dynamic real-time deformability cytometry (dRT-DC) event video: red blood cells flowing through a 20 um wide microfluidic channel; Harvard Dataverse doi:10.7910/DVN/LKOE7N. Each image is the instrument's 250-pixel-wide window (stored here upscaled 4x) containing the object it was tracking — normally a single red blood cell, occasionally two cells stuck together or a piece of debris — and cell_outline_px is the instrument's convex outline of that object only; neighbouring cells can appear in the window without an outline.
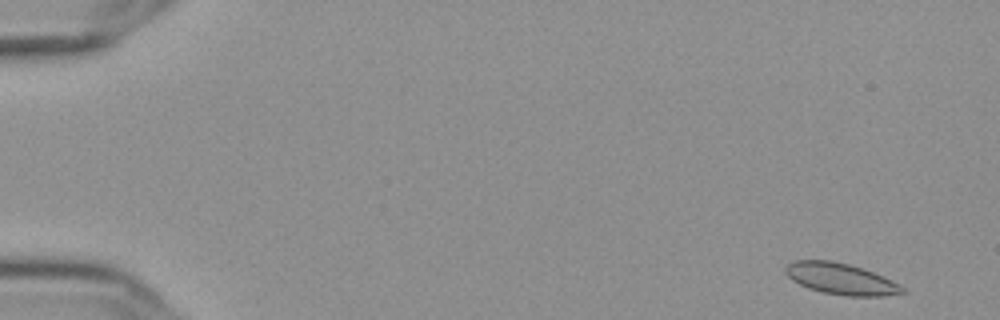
{"species": "Egyptian fruit bat (a non-hibernating species)", "species_latin": "Rousettus aegyptiacus", "temperature_condition": "cold", "stored_images_in_passage": 55, "camera_frame_rate_fps": 3000, "um_per_image_px": 0.085, "frame": {"image": 1, "passage_image": 2, "time_ms": 0.333, "image_size_px": [1000, 320], "cell_outline_px": [[908, 292], [884, 296], [848, 296], [824, 292], [808, 288], [792, 280], [784, 272], [784, 268], [788, 264], [796, 260], [832, 260], [848, 264], [872, 272], [900, 284]], "centroid_in_image_um": [71.47, 23.7], "position_along_channel_um": 13.5, "area_um2": 21.15}}
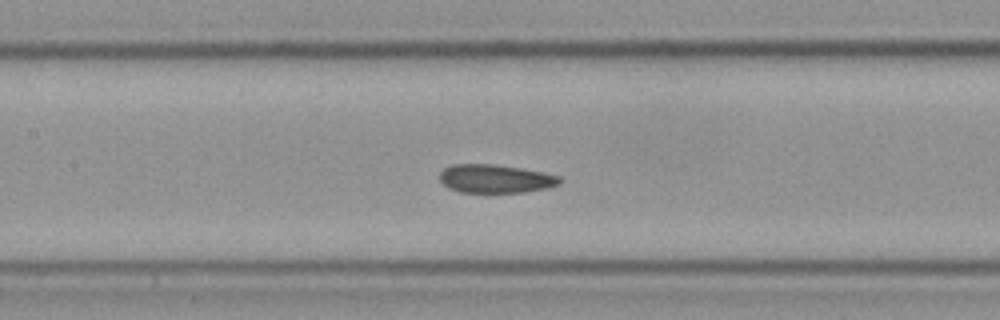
{"frame": {"image": 2, "passage_image": 26, "time_ms": 8.333, "image_size_px": [1000, 320], "cell_outline_px": [[564, 180], [560, 184], [548, 188], [524, 192], [460, 192], [448, 188], [440, 180], [440, 172], [444, 168], [452, 164], [492, 164], [520, 168], [544, 172], [560, 176]], "centroid_in_image_um": [42.14, 15.19], "position_along_channel_um": 165.3, "area_um2": 20.0}}
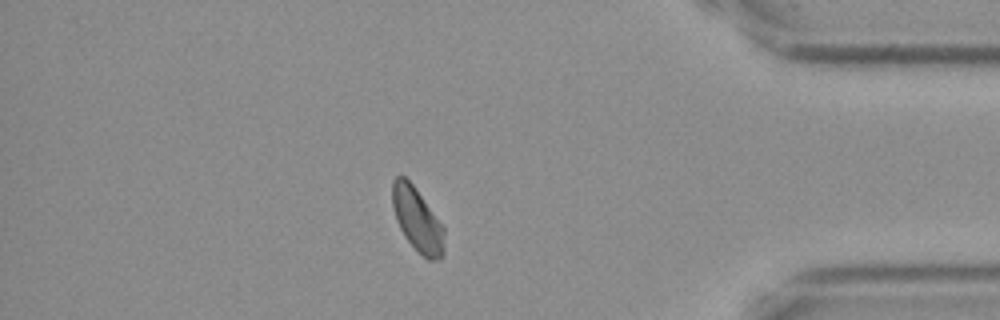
{"frame": {"image": 3, "passage_image": 48, "time_ms": 15.667, "image_size_px": [1000, 320], "cell_outline_px": [[444, 248], [440, 260], [428, 260], [404, 236], [396, 220], [392, 208], [392, 180], [396, 176], [404, 176], [412, 184], [444, 228]], "centroid_in_image_um": [35.44, 18.67], "position_along_channel_um": 399.8, "area_um2": 18.9}, "authors_computed_cell_mechanics": {"area_um2": 20.4612, "velocity_mm_per_s": 3.6085, "shape_relaxation_time_tau1_ms": null, "shape_relaxation_time_tau2_ms": 1.8742, "deformation_change_tau1": null, "deformation_change_tau2": 0.0486}}